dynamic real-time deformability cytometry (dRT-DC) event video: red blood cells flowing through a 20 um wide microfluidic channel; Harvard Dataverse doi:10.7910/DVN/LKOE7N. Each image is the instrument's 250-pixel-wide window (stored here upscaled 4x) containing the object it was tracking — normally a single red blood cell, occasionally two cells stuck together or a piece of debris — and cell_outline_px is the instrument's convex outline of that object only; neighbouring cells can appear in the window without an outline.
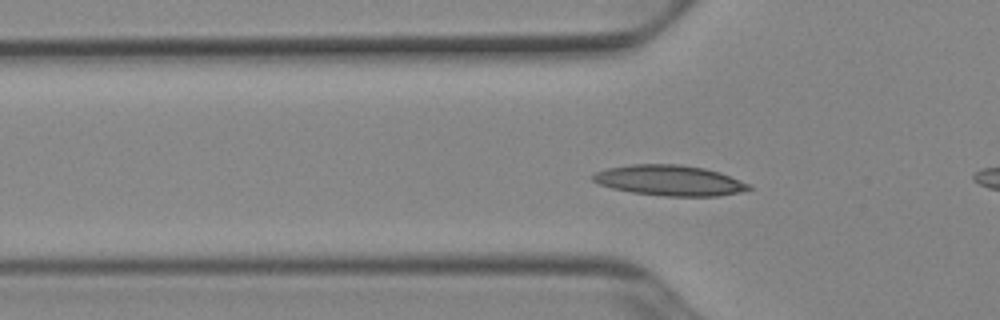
{"species": "Egyptian fruit bat (a non-hibernating species)", "species_latin": "Rousettus aegyptiacus", "temperature_condition": "cold", "stored_images_in_passage": 38, "camera_frame_rate_fps": 3000, "um_per_image_px": 0.085, "animal": {"sex": "female"}, "frame": {"image": 1, "passage_image": 2, "time_ms": 0.333, "image_size_px": [1000, 320], "cell_outline_px": [[752, 188], [740, 192], [716, 196], [664, 196], [632, 192], [612, 188], [600, 184], [592, 180], [592, 176], [596, 172], [608, 168], [632, 164], [680, 164], [704, 168], [720, 172], [752, 184]], "centroid_in_image_um": [56.95, 15.33], "position_along_channel_um": 68.8, "area_um2": 27.69}}
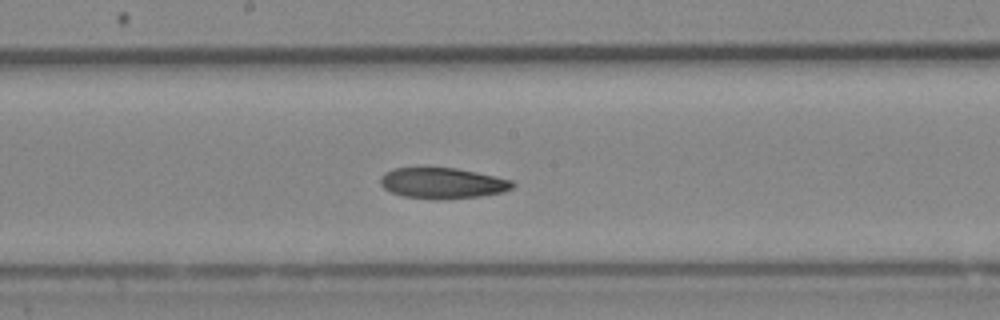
{"frame": {"image": 2, "passage_image": 13, "time_ms": 4.0, "image_size_px": [1000, 320], "cell_outline_px": [[516, 184], [512, 188], [504, 192], [480, 196], [444, 200], [436, 200], [404, 196], [392, 192], [384, 188], [380, 184], [380, 176], [384, 172], [392, 168], [456, 168], [476, 172], [512, 180]], "centroid_in_image_um": [37.61, 15.57], "position_along_channel_um": 210.6, "area_um2": 23.87}}
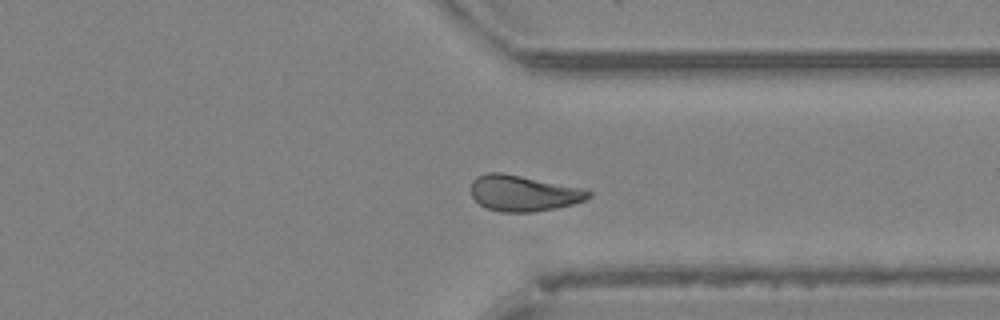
{"frame": {"image": 3, "passage_image": 25, "time_ms": 8.0, "image_size_px": [1000, 320], "cell_outline_px": [[592, 196], [584, 200], [572, 204], [556, 208], [536, 212], [500, 212], [488, 208], [480, 204], [472, 196], [472, 180], [476, 176], [488, 172], [500, 172], [580, 188], [592, 192]], "centroid_in_image_um": [44.47, 16.43], "position_along_channel_um": 366.9, "area_um2": 24.28}, "authors_computed_cell_mechanics": {"area_um2": 24.2182, "velocity_mm_per_s": 3.8858, "shape_relaxation_time_tau1_ms": 5.4355, "shape_relaxation_time_tau2_ms": 5.2832, "deformation_change_tau1": 0.1365, "deformation_change_tau2": 0.0933}}